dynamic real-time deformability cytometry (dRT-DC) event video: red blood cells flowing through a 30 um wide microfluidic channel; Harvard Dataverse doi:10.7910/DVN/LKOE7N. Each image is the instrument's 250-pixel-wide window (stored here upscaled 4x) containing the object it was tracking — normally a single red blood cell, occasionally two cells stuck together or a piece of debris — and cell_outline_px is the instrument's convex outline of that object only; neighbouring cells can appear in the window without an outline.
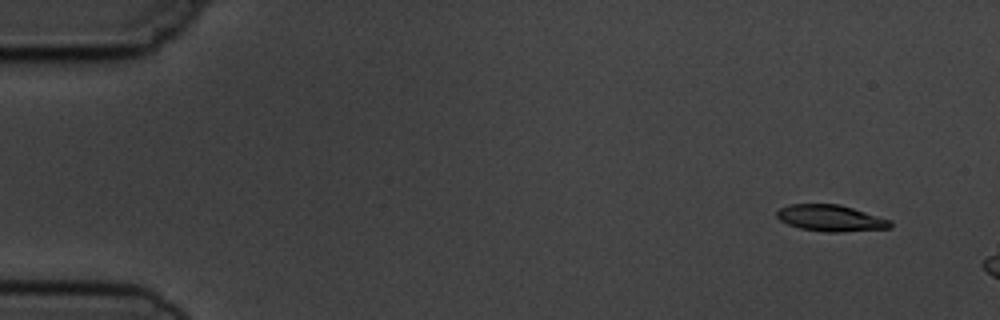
{"species": "common noctule bat (a hibernating species)", "species_latin": "Nyctalus noctula", "temperature_condition": "cold", "stored_images_in_passage": 3, "camera_frame_rate_fps": 3000, "um_per_image_px": 0.085, "animal": {"sex": "male", "body_mass_g": 19.5, "forearm_length_mm": 54.6}, "frame": {"image": 1, "passage_image": 1, "time_ms": 0.0, "image_size_px": [1000, 320], "cell_outline_px": [[892, 228], [844, 232], [824, 232], [800, 228], [788, 224], [780, 220], [776, 216], [776, 212], [780, 208], [788, 204], [840, 204], [892, 220]], "centroid_in_image_um": [70.63, 18.54], "position_along_channel_um": 14.4, "area_um2": 17.63}}